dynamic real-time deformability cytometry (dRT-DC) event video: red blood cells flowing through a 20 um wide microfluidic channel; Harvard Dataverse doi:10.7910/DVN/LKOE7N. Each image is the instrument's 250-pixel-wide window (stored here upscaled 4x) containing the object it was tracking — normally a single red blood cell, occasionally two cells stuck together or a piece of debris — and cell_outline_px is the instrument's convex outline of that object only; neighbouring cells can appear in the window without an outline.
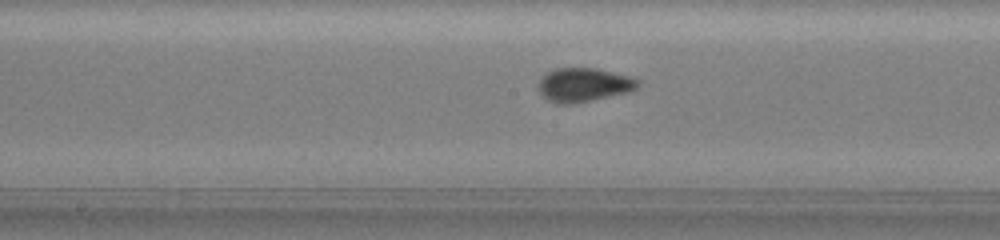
{"species": "common noctule bat (a hibernating species)", "species_latin": "Nyctalus noctula", "temperature_condition": "warm", "stored_images_in_passage": 12, "camera_frame_rate_fps": 3000, "um_per_image_px": 0.085, "animal": {"sex": "female", "body_mass_g": 19.5, "forearm_length_mm": 54.1}, "frame": {"image": 1, "passage_image": 10, "time_ms": 4.0, "image_size_px": [1000, 240], "cell_outline_px": [[640, 84], [636, 88], [628, 92], [592, 100], [572, 104], [556, 104], [548, 100], [540, 92], [540, 80], [548, 72], [556, 68], [596, 68], [640, 80]], "centroid_in_image_um": [49.62, 7.22], "position_along_channel_um": 198.6, "area_um2": 19.25}}